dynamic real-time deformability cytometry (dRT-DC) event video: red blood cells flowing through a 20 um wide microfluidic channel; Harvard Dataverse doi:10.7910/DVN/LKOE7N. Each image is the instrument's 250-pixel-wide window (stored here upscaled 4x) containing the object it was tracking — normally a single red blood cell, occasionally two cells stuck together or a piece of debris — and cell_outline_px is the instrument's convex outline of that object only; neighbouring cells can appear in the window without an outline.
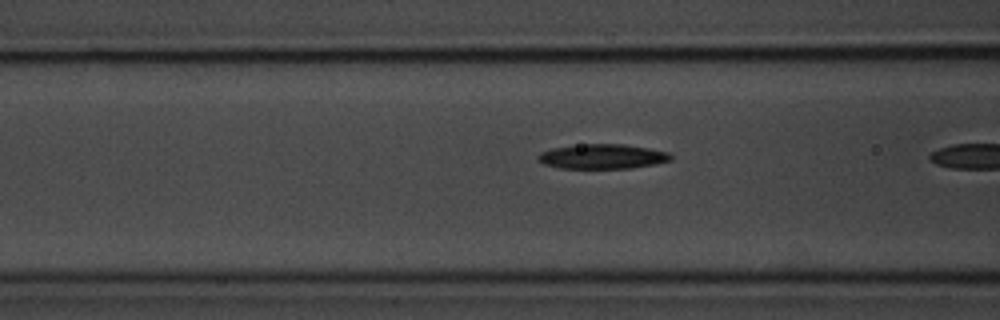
{"species": "common noctule bat (a hibernating species)", "species_latin": "Nyctalus noctula", "temperature_condition": "room temperature", "stored_images_in_passage": 8, "camera_frame_rate_fps": 3000, "um_per_image_px": 0.085, "animal": {"sex": "male", "body_mass_g": 20.1, "forearm_length_mm": 53.5}, "frame": {"image": 1, "passage_image": 7, "time_ms": 2.0, "image_size_px": [1000, 320], "cell_outline_px": [[672, 160], [656, 164], [632, 168], [560, 168], [544, 164], [536, 156], [540, 152], [552, 148], [588, 144], [624, 144], [648, 148], [668, 152], [672, 156]], "centroid_in_image_um": [51.23, 13.3], "position_along_channel_um": 115.4, "area_um2": 19.02}}